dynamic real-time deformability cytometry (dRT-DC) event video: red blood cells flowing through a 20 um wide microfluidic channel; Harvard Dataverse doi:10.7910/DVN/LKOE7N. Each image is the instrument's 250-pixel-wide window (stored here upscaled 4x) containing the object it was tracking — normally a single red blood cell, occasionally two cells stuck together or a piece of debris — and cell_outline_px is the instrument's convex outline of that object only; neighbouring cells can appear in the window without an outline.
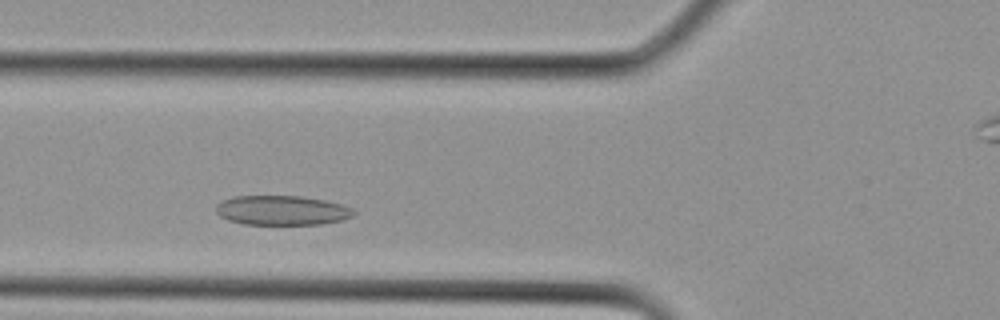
{"species": "Egyptian fruit bat (a non-hibernating species)", "species_latin": "Rousettus aegyptiacus", "temperature_condition": "cold", "stored_images_in_passage": 15, "camera_frame_rate_fps": 3000, "um_per_image_px": 0.085, "animal": {"sex": "female"}, "frame": {"image": 1, "passage_image": 4, "time_ms": 1.0, "image_size_px": [1000, 320], "cell_outline_px": [[356, 212], [352, 216], [340, 220], [320, 224], [244, 224], [228, 220], [220, 216], [216, 212], [216, 208], [224, 200], [236, 196], [300, 196], [324, 200], [340, 204], [352, 208]], "centroid_in_image_um": [23.97, 17.88], "position_along_channel_um": 101.8, "area_um2": 23.41}}
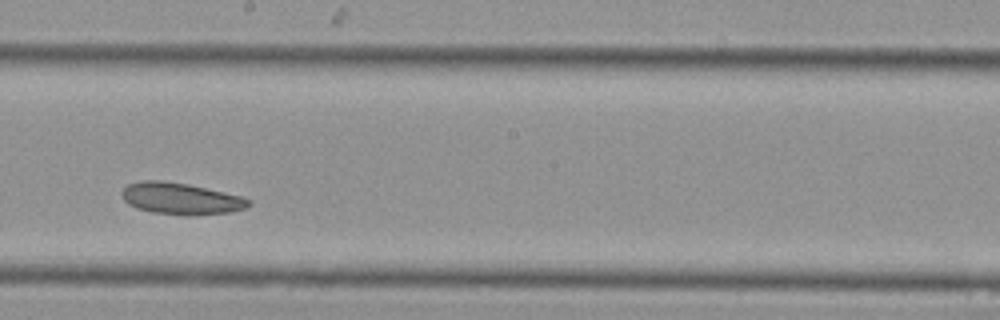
{"frame": {"image": 2, "passage_image": 10, "time_ms": 3.0, "image_size_px": [1000, 320], "cell_outline_px": [[252, 204], [248, 208], [232, 212], [192, 216], [184, 216], [152, 212], [136, 208], [128, 204], [124, 200], [120, 192], [128, 184], [140, 180], [160, 180], [188, 184], [240, 196], [252, 200]], "centroid_in_image_um": [15.38, 16.9], "position_along_channel_um": 232.8, "area_um2": 23.7}}
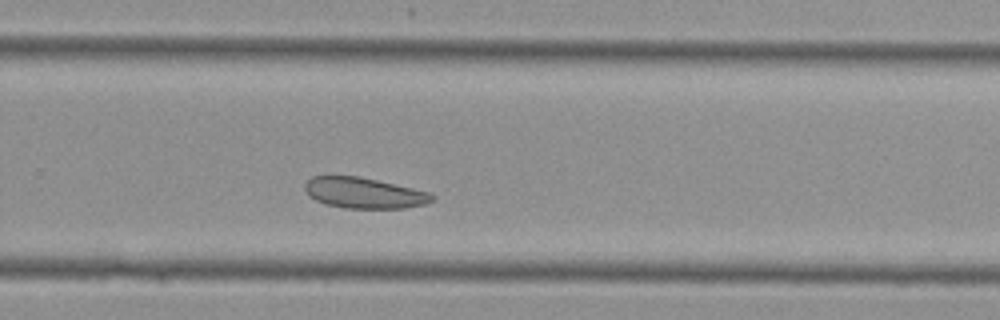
{"frame": {"image": 3, "passage_image": 13, "time_ms": 4.0, "image_size_px": [1000, 320], "cell_outline_px": [[436, 196], [432, 200], [424, 204], [404, 208], [344, 208], [324, 204], [308, 196], [304, 188], [304, 184], [312, 176], [360, 176], [428, 192]], "centroid_in_image_um": [30.89, 16.4], "position_along_channel_um": 298.9, "area_um2": 22.72}}